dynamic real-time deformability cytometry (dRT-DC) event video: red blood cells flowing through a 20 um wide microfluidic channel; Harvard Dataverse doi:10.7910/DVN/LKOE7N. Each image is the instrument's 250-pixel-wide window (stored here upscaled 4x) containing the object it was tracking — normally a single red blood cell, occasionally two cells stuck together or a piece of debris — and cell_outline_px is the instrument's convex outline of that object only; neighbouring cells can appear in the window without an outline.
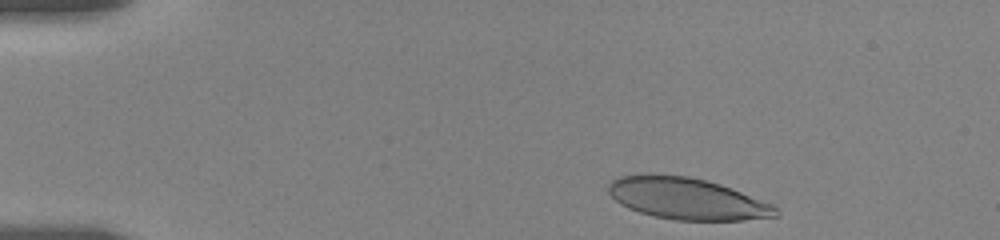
{"species": "human", "species_latin": "Homo sapiens", "temperature_condition": "room temperature", "stored_images_in_passage": 41, "camera_frame_rate_fps": 3000, "um_per_image_px": 0.085, "donor": {"sex": "female"}, "frame": {"image": 1, "passage_image": 2, "time_ms": 0.333, "image_size_px": [1000, 240], "cell_outline_px": [[780, 216], [744, 220], [676, 220], [652, 216], [628, 208], [620, 204], [608, 192], [608, 184], [612, 180], [620, 176], [648, 172], [652, 172], [688, 176], [708, 180], [732, 188], [772, 204], [780, 212]], "centroid_in_image_um": [58.37, 16.86], "position_along_channel_um": 26.6, "area_um2": 41.15}}
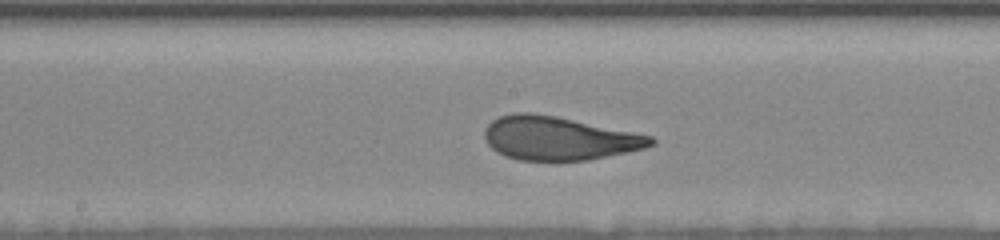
{"frame": {"image": 2, "passage_image": 23, "time_ms": 7.333, "image_size_px": [1000, 240], "cell_outline_px": [[656, 144], [644, 148], [628, 152], [588, 160], [520, 160], [504, 156], [492, 148], [488, 144], [484, 136], [484, 128], [492, 120], [500, 116], [512, 112], [532, 112], [652, 136], [656, 140]], "centroid_in_image_um": [47.46, 11.76], "position_along_channel_um": 200.7, "area_um2": 41.85}}
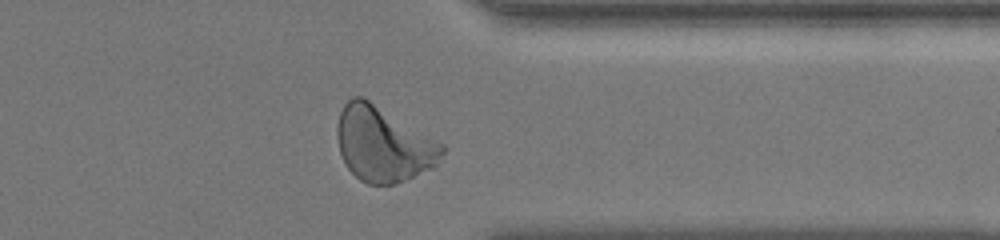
{"frame": {"image": 3, "passage_image": 38, "time_ms": 12.333, "image_size_px": [1000, 240], "cell_outline_px": [[444, 152], [436, 164], [432, 168], [396, 184], [368, 184], [360, 180], [348, 168], [340, 152], [336, 136], [336, 128], [340, 112], [344, 104], [352, 96], [364, 96], [444, 144]], "centroid_in_image_um": [32.56, 12.23], "position_along_channel_um": 378.8, "area_um2": 45.89}, "authors_computed_cell_mechanics": {"area_um2": 42.4252, "velocity_mm_per_s": 3.6153, "shape_relaxation_time_tau1_ms": 3.8358, "shape_relaxation_time_tau2_ms": 0.9164, "deformation_change_tau1": 0.1901, "deformation_change_tau2": 0.0873}}